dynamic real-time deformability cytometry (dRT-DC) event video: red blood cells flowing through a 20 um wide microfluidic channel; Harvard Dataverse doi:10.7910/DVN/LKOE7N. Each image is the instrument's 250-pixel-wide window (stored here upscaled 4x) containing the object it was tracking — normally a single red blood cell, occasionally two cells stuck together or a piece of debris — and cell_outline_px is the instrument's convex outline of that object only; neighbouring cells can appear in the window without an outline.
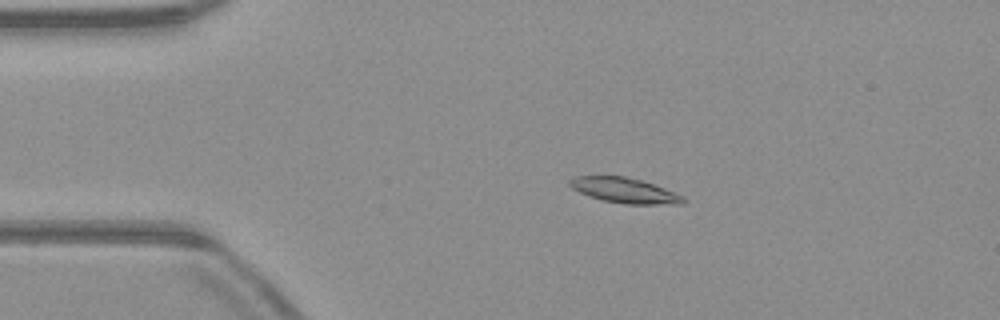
{"species": "common noctule bat (a hibernating species)", "species_latin": "Nyctalus noctula", "temperature_condition": "warm", "stored_images_in_passage": 51, "camera_frame_rate_fps": 3000, "um_per_image_px": 0.085, "animal": {"sex": "male", "body_mass_g": 23.1, "forearm_length_mm": 52.7}, "frame": {"image": 1, "passage_image": 10, "time_ms": 3.0, "image_size_px": [1000, 320], "cell_outline_px": [[684, 204], [624, 204], [600, 200], [588, 196], [572, 188], [568, 184], [568, 180], [576, 176], [624, 176], [640, 180], [664, 188], [684, 196]], "centroid_in_image_um": [53.06, 16.19], "position_along_channel_um": 31.9, "area_um2": 16.65}}
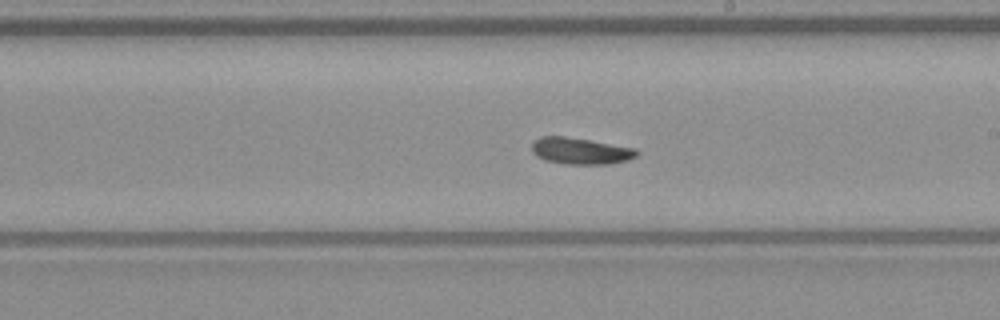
{"frame": {"image": 2, "passage_image": 29, "time_ms": 9.333, "image_size_px": [1000, 320], "cell_outline_px": [[640, 152], [636, 156], [628, 160], [608, 164], [564, 164], [544, 160], [536, 156], [532, 152], [532, 140], [540, 136], [564, 136], [636, 148]], "centroid_in_image_um": [49.31, 12.83], "position_along_channel_um": 239.7, "area_um2": 16.36}}
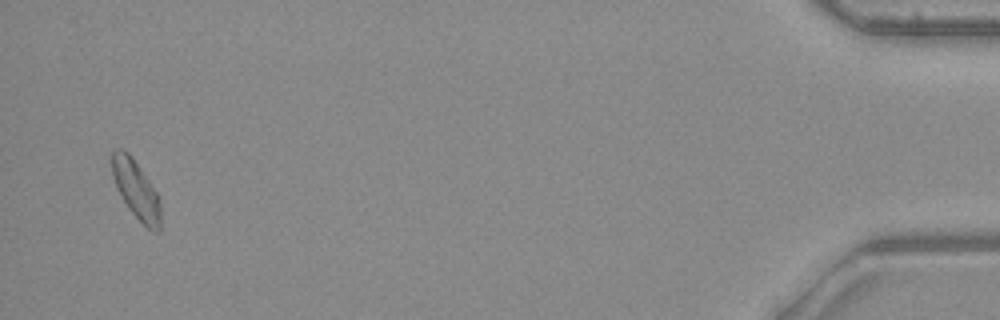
{"frame": {"image": 3, "passage_image": 50, "time_ms": 16.333, "image_size_px": [1000, 320], "cell_outline_px": [[160, 232], [152, 232], [128, 208], [116, 188], [112, 176], [112, 152], [116, 148], [124, 148], [132, 156], [156, 192], [160, 200]], "centroid_in_image_um": [11.55, 16.1], "position_along_channel_um": 423.6, "area_um2": 16.47}, "authors_computed_cell_mechanics": {"area_um2": 16.3574, "velocity_mm_per_s": 3.9683, "shape_relaxation_time_tau1_ms": 6.0318, "shape_relaxation_time_tau2_ms": null, "deformation_change_tau1": 0.1278, "deformation_change_tau2": null}}